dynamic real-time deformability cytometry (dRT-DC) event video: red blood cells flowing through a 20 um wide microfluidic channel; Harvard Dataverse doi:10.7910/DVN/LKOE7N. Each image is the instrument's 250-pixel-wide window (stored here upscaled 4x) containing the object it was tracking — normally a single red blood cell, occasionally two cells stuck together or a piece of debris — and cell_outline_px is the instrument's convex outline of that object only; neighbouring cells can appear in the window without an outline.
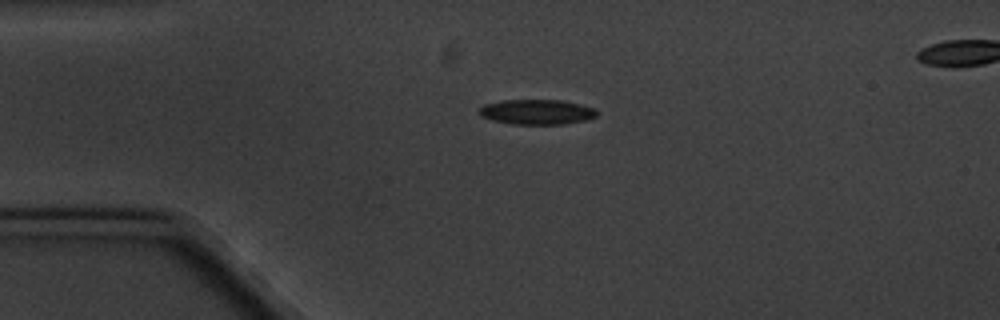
{"species": "common noctule bat (a hibernating species)", "species_latin": "Nyctalus noctula", "temperature_condition": "cold", "stored_images_in_passage": 3, "camera_frame_rate_fps": 3000, "um_per_image_px": 0.085, "animal": {"sex": "male", "body_mass_g": 20.1, "forearm_length_mm": 53.5}, "frame": {"image": 1, "passage_image": 1, "time_ms": 0.0, "image_size_px": [1000, 320], "cell_outline_px": [[596, 116], [588, 120], [564, 124], [512, 124], [492, 120], [480, 116], [480, 108], [484, 104], [504, 100], [564, 100], [596, 108]], "centroid_in_image_um": [45.66, 9.51], "position_along_channel_um": 39.3, "area_um2": 17.22}}